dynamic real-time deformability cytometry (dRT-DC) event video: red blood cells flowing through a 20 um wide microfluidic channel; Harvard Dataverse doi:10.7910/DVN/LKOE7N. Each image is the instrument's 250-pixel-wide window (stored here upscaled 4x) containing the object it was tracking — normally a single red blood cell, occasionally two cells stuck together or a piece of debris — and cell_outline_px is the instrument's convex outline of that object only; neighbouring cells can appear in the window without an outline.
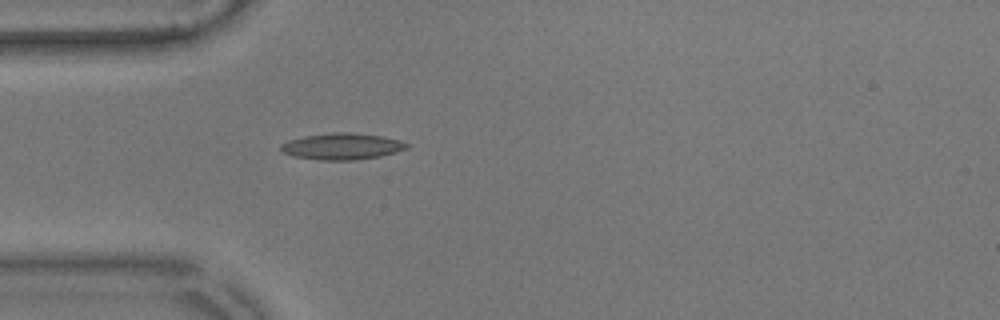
{"species": "common noctule bat (a hibernating species)", "species_latin": "Nyctalus noctula", "temperature_condition": "warm", "stored_images_in_passage": 41, "camera_frame_rate_fps": 3000, "um_per_image_px": 0.085, "animal": {"sex": "male", "body_mass_g": 17.9}, "frame": {"image": 1, "passage_image": 1, "time_ms": 0.0, "image_size_px": [1000, 320], "cell_outline_px": [[412, 144], [408, 148], [396, 152], [380, 156], [356, 160], [316, 160], [292, 156], [280, 152], [280, 144], [288, 140], [304, 136], [332, 132], [348, 132], [380, 136], [400, 140]], "centroid_in_image_um": [29.05, 12.45], "position_along_channel_um": 56.0, "area_um2": 19.65}}
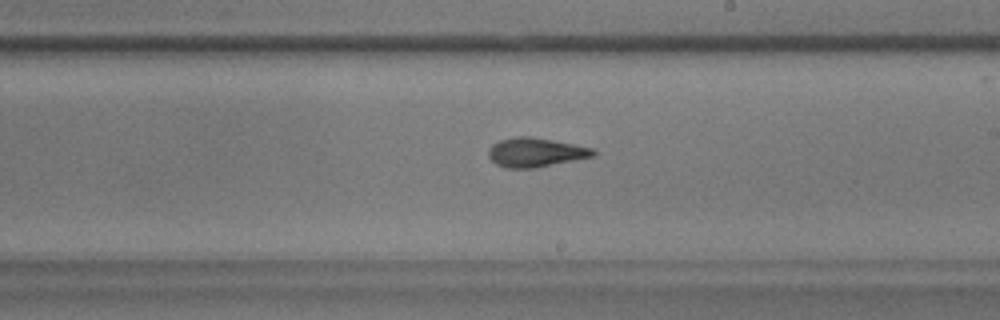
{"frame": {"image": 2, "passage_image": 17, "time_ms": 5.333, "image_size_px": [1000, 320], "cell_outline_px": [[596, 156], [532, 168], [508, 168], [496, 164], [488, 156], [488, 148], [492, 144], [500, 140], [516, 136], [528, 136], [552, 140], [592, 148], [596, 152]], "centroid_in_image_um": [45.5, 12.95], "position_along_channel_um": 243.5, "area_um2": 17.63}}
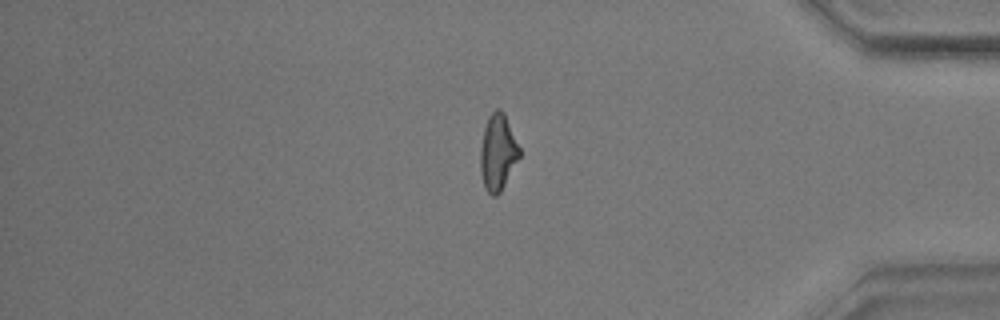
{"frame": {"image": 3, "passage_image": 32, "time_ms": 10.333, "image_size_px": [1000, 320], "cell_outline_px": [[520, 156], [500, 192], [496, 196], [492, 196], [484, 188], [480, 172], [480, 148], [484, 128], [488, 116], [496, 108], [500, 108], [504, 112], [520, 148]], "centroid_in_image_um": [42.3, 12.94], "position_along_channel_um": 392.9, "area_um2": 17.4}, "authors_computed_cell_mechanics": {"area_um2": 17.5712, "velocity_mm_per_s": 3.5749, "shape_relaxation_time_tau1_ms": 4.9295, "shape_relaxation_time_tau2_ms": 2.2198, "deformation_change_tau1": 0.1648, "deformation_change_tau2": 0.0987}}